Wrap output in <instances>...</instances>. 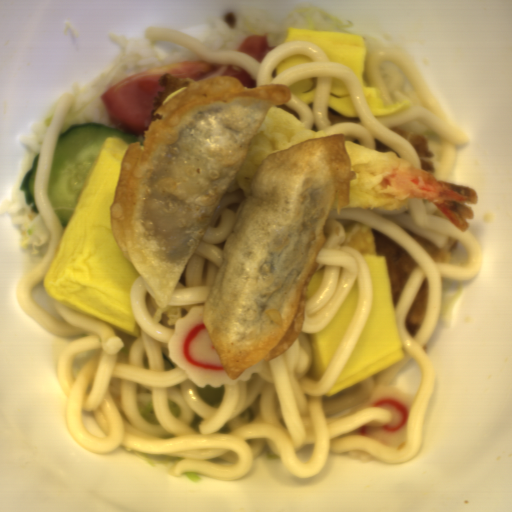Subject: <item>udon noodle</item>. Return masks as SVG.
Instances as JSON below:
<instances>
[{"label":"udon noodle","instance_id":"obj_1","mask_svg":"<svg viewBox=\"0 0 512 512\" xmlns=\"http://www.w3.org/2000/svg\"><path fill=\"white\" fill-rule=\"evenodd\" d=\"M76 93H60L40 145L33 197L50 239L39 261L18 280L16 299L31 319L54 336H68L57 361L65 395L64 421L77 444L91 453L113 451L160 455L170 460L168 476L199 473L218 481L243 479L267 451L299 479L325 469L333 453L359 451L388 464L414 459L437 377L425 346L437 327L445 280L467 281L481 273L483 259L476 235L441 219L423 201L400 209L360 210L332 204L324 226V245L306 291L302 329L283 354L261 361L252 379L220 387H197L169 357V342L180 317L204 306L224 261L225 245L240 205L249 196L228 188L183 268L165 308L151 296L140 274L130 291L135 337L91 318L45 293L43 281L60 247L65 228L48 199L49 180L64 119ZM359 221L396 241L417 266L395 305L404 358L338 392L324 397L344 366L373 306L365 261L357 249L342 245L344 230ZM436 246L458 247L447 263H434L406 231ZM430 297L425 321L416 335L405 320L424 278ZM359 307L329 367L318 382L311 366L307 336L317 333L344 304L355 280ZM396 386L413 395L406 441L391 447L354 433L383 427L389 412L366 406L375 386Z\"/></svg>","mask_w":512,"mask_h":512},{"label":"udon noodle","instance_id":"obj_2","mask_svg":"<svg viewBox=\"0 0 512 512\" xmlns=\"http://www.w3.org/2000/svg\"><path fill=\"white\" fill-rule=\"evenodd\" d=\"M145 40L152 43L172 41L205 61L230 63L244 68L258 86L282 83L290 87L302 80L315 78L313 104L290 95L277 104L306 127L317 133L342 134L345 139L369 149L389 150L404 160L421 167L415 148L391 128H408L421 134L434 155V177L451 182L459 146H467L469 138L445 113L429 89L419 67L405 54L380 49L366 57L363 82L376 89L384 105L410 102L407 110L391 116H373L365 100L357 75L347 66L330 62L315 44L308 41L281 42L270 49L262 62L240 50H217L188 34L165 26L146 29ZM310 56L313 62L299 64L274 78L279 62L295 55ZM340 78L350 90L357 118H345L330 110V81Z\"/></svg>","mask_w":512,"mask_h":512}]
</instances>
